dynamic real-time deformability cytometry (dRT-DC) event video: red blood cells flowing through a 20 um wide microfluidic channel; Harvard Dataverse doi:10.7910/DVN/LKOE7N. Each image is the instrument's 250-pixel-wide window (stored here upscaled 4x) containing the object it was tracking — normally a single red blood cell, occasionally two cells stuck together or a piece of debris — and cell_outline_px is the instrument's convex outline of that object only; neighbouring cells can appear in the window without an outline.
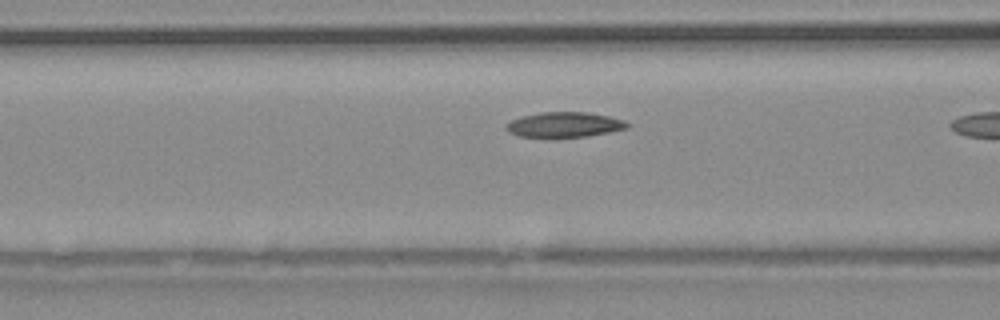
{"species": "common noctule bat (a hibernating species)", "species_latin": "Nyctalus noctula", "temperature_condition": "warm", "stored_images_in_passage": 13, "camera_frame_rate_fps": 3000, "um_per_image_px": 0.085, "animal": {"sex": "male", "body_mass_g": 20.4}, "frame": {"image": 1, "passage_image": 11, "time_ms": 3.333, "image_size_px": [1000, 320], "cell_outline_px": [[632, 124], [628, 128], [588, 136], [556, 140], [552, 140], [520, 136], [508, 132], [504, 128], [504, 124], [520, 116], [540, 112], [588, 112], [608, 116], [624, 120]], "centroid_in_image_um": [47.92, 10.64], "position_along_channel_um": 118.7, "area_um2": 18.67}}